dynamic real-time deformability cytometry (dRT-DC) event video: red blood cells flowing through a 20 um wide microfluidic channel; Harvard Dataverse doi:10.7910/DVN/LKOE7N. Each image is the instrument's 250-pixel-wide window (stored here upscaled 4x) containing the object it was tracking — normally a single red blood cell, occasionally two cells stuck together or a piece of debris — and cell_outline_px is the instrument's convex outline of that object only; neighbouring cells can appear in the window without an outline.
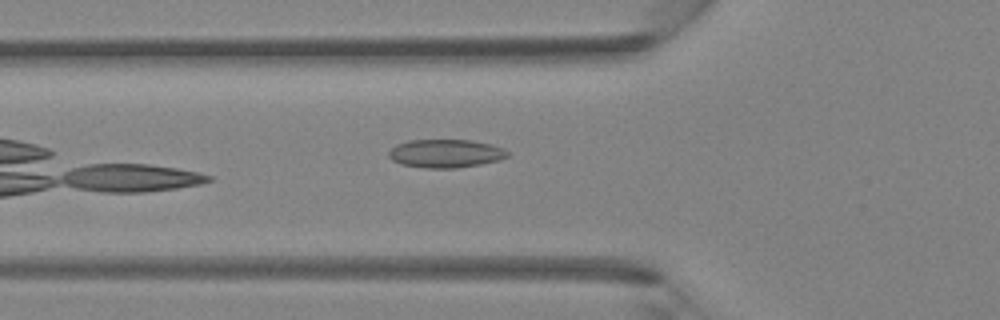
{"species": "Egyptian fruit bat (a non-hibernating species)", "species_latin": "Rousettus aegyptiacus", "temperature_condition": "room temperature", "stored_images_in_passage": 30, "camera_frame_rate_fps": 3000, "um_per_image_px": 0.085, "animal": {"sex": "female"}, "frame": {"image": 1, "passage_image": 2, "time_ms": 0.333, "image_size_px": [1000, 320], "cell_outline_px": [[508, 156], [500, 160], [480, 164], [456, 168], [428, 168], [400, 164], [392, 160], [388, 156], [388, 152], [396, 144], [408, 140], [472, 140], [492, 144], [504, 148], [508, 152]], "centroid_in_image_um": [37.88, 13.04], "position_along_channel_um": 87.9, "area_um2": 19.71}}
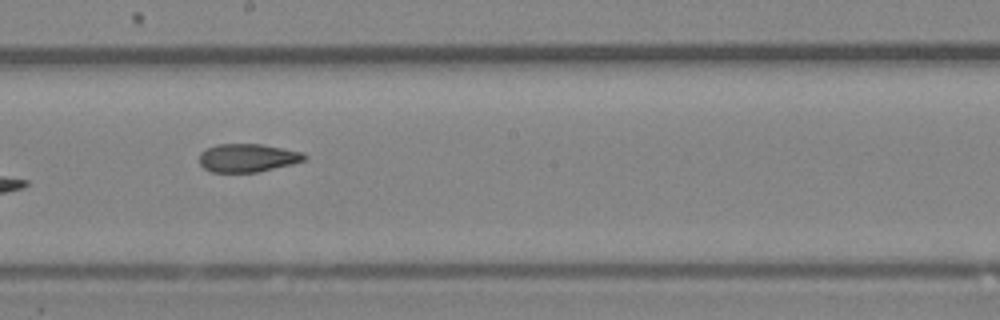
{"frame": {"image": 2, "passage_image": 11, "time_ms": 3.333, "image_size_px": [1000, 320], "cell_outline_px": [[308, 156], [304, 160], [292, 164], [256, 172], [212, 172], [204, 168], [200, 164], [200, 152], [216, 144], [260, 144], [304, 152]], "centroid_in_image_um": [21.05, 13.41], "position_along_channel_um": 227.2, "area_um2": 17.22}}
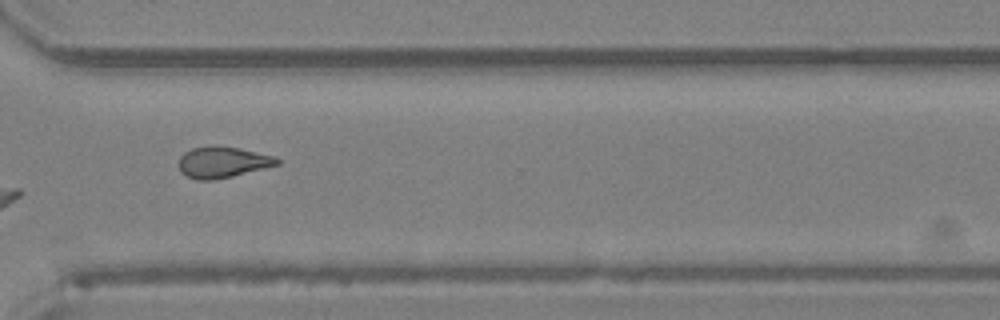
{"frame": {"image": 3, "passage_image": 19, "time_ms": 6.0, "image_size_px": [1000, 320], "cell_outline_px": [[280, 164], [232, 176], [212, 180], [196, 180], [180, 172], [180, 156], [184, 152], [192, 148], [212, 144], [240, 148], [276, 156], [280, 160]], "centroid_in_image_um": [18.93, 13.76], "position_along_channel_um": 351.7, "area_um2": 17.98}}